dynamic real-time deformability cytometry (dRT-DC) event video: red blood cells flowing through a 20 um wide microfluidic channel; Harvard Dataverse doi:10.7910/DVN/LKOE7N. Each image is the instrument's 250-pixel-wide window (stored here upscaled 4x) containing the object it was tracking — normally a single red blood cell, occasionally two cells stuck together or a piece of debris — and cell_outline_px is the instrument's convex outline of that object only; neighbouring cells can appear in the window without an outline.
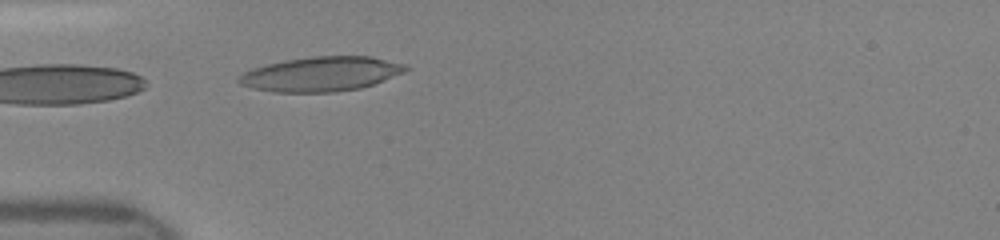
{"species": "human", "species_latin": "Homo sapiens", "temperature_condition": "room temperature", "stored_images_in_passage": 34, "camera_frame_rate_fps": 3000, "um_per_image_px": 0.085, "donor": {"sex": "female"}, "frame": {"image": 1, "passage_image": 1, "time_ms": 0.0, "image_size_px": [1000, 240], "cell_outline_px": [[412, 68], [404, 72], [384, 80], [360, 88], [336, 92], [272, 92], [252, 88], [240, 84], [236, 80], [236, 76], [252, 68], [284, 60], [312, 56], [372, 56], [404, 64]], "centroid_in_image_um": [27.27, 6.29], "position_along_channel_um": 57.7, "area_um2": 33.76}}
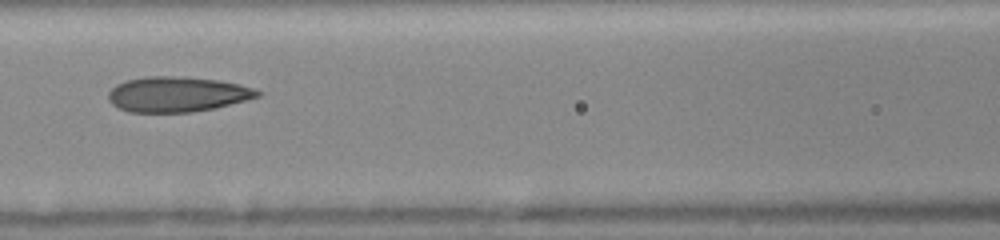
{"frame": {"image": 2, "passage_image": 8, "time_ms": 2.333, "image_size_px": [1000, 240], "cell_outline_px": [[264, 92], [260, 96], [216, 108], [192, 112], [128, 112], [112, 104], [108, 100], [108, 92], [116, 84], [128, 80], [148, 76], [172, 76], [216, 80], [240, 84]], "centroid_in_image_um": [15.06, 8.02], "position_along_channel_um": 151.5, "area_um2": 30.52}}
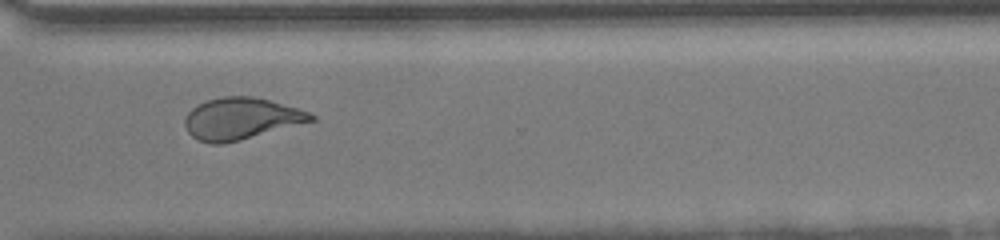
{"frame": {"image": 3, "passage_image": 22, "time_ms": 7.0, "image_size_px": [1000, 240], "cell_outline_px": [[316, 120], [240, 140], [220, 144], [212, 144], [200, 140], [192, 136], [188, 132], [184, 124], [184, 120], [188, 112], [192, 108], [208, 100], [224, 96], [252, 96], [300, 108], [316, 116]], "centroid_in_image_um": [20.5, 10.08], "position_along_channel_um": 350.1, "area_um2": 30.46}}